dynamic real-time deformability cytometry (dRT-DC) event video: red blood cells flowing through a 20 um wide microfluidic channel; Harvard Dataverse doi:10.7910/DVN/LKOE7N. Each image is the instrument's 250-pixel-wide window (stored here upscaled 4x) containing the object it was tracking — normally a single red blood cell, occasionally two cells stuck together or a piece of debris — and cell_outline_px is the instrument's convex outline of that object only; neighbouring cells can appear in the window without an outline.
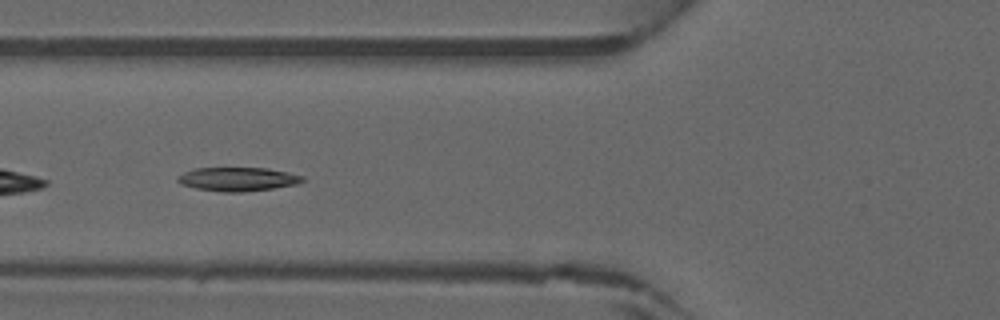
{"species": "common noctule bat (a hibernating species)", "species_latin": "Nyctalus noctula", "temperature_condition": "warm", "stored_images_in_passage": 25, "camera_frame_rate_fps": 3000, "um_per_image_px": 0.085, "animal": {"sex": "male", "forearm_length_mm": 52.5}, "frame": {"image": 1, "passage_image": 4, "time_ms": 1.0, "image_size_px": [1000, 320], "cell_outline_px": [[304, 180], [296, 184], [272, 188], [244, 192], [220, 192], [196, 188], [180, 184], [176, 180], [176, 176], [184, 172], [196, 168], [268, 168], [288, 172], [304, 176]], "centroid_in_image_um": [20.18, 15.23], "position_along_channel_um": 105.6, "area_um2": 17.34}}